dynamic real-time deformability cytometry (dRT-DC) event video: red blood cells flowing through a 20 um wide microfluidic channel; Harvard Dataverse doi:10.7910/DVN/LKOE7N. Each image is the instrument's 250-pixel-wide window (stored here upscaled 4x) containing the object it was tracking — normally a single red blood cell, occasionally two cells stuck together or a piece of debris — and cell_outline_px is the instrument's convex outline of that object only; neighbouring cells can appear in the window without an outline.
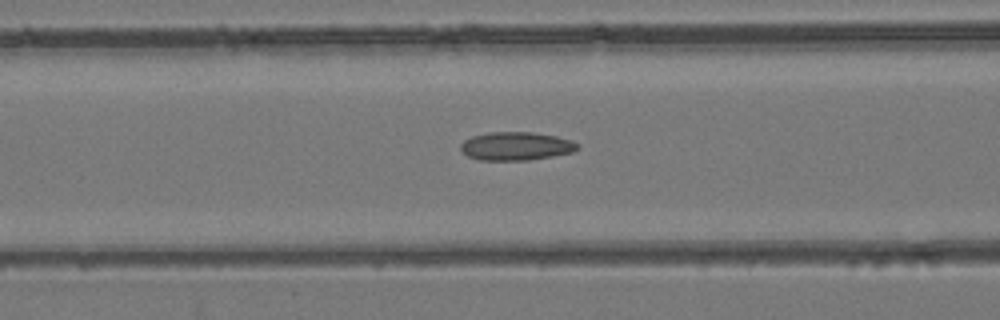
{"species": "common noctule bat (a hibernating species)", "species_latin": "Nyctalus noctula", "temperature_condition": "room temperature", "stored_images_in_passage": 47, "camera_frame_rate_fps": 3000, "um_per_image_px": 0.085, "animal": {"sex": "female", "body_mass_g": 24.6, "forearm_length_mm": 56.2}, "frame": {"image": 1, "passage_image": 20, "time_ms": 6.333, "image_size_px": [1000, 320], "cell_outline_px": [[580, 148], [572, 152], [552, 156], [528, 160], [480, 160], [468, 156], [460, 148], [460, 144], [464, 140], [472, 136], [488, 132], [532, 132], [556, 136], [572, 140]], "centroid_in_image_um": [43.85, 12.41], "position_along_channel_um": 122.7, "area_um2": 19.25}}
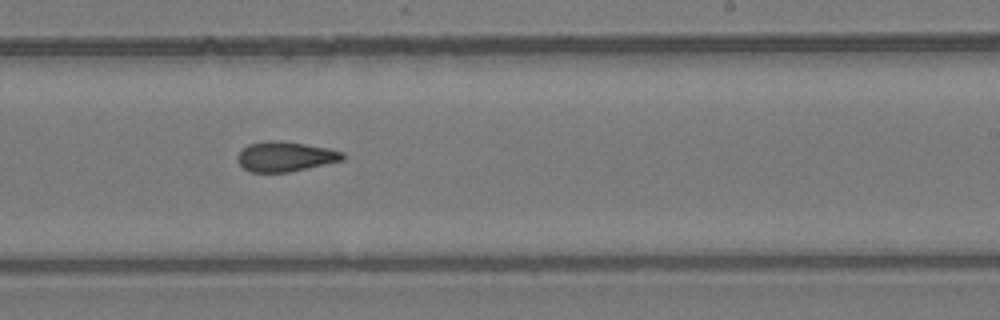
{"frame": {"image": 2, "passage_image": 30, "time_ms": 9.667, "image_size_px": [1000, 320], "cell_outline_px": [[344, 160], [288, 172], [252, 172], [244, 168], [236, 160], [236, 156], [248, 144], [264, 140], [280, 140], [328, 148], [344, 152]], "centroid_in_image_um": [24.23, 13.29], "position_along_channel_um": 264.8, "area_um2": 18.32}}
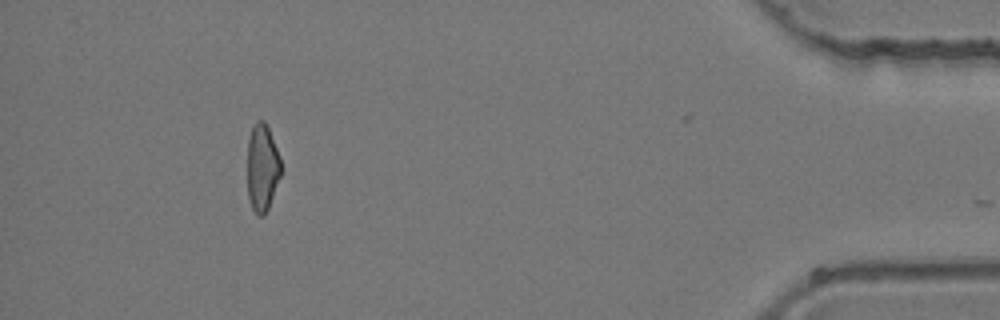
{"frame": {"image": 3, "passage_image": 45, "time_ms": 14.667, "image_size_px": [1000, 320], "cell_outline_px": [[280, 176], [268, 208], [264, 216], [256, 216], [252, 208], [248, 196], [248, 140], [252, 124], [256, 120], [264, 120], [268, 128], [280, 156]], "centroid_in_image_um": [22.28, 14.24], "position_along_channel_um": 412.9, "area_um2": 17.05}}